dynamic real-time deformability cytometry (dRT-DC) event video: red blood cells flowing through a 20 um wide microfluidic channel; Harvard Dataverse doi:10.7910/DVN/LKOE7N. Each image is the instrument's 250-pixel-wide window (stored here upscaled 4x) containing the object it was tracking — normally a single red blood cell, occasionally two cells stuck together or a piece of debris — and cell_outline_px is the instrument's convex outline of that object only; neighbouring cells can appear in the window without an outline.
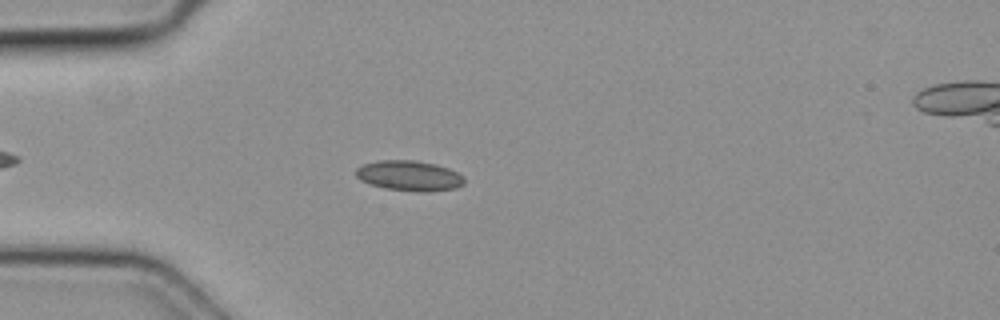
{"species": "common noctule bat (a hibernating species)", "species_latin": "Nyctalus noctula", "temperature_condition": "cold", "stored_images_in_passage": 5, "camera_frame_rate_fps": 3000, "um_per_image_px": 0.085, "animal": {"sex": "female", "body_mass_g": 19.3, "forearm_length_mm": 54.1}, "frame": {"image": 1, "passage_image": 4, "time_ms": 1.0, "image_size_px": [1000, 320], "cell_outline_px": [[464, 184], [456, 188], [424, 192], [420, 192], [384, 188], [360, 180], [356, 176], [356, 168], [364, 164], [380, 160], [416, 160], [436, 164], [448, 168], [464, 176]], "centroid_in_image_um": [34.8, 14.93], "position_along_channel_um": 50.2, "area_um2": 19.07}}